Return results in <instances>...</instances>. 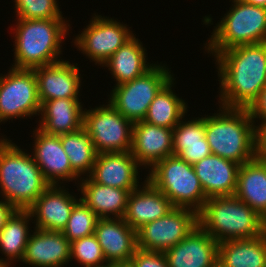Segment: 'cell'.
<instances>
[{
  "mask_svg": "<svg viewBox=\"0 0 266 267\" xmlns=\"http://www.w3.org/2000/svg\"><path fill=\"white\" fill-rule=\"evenodd\" d=\"M130 152L141 166L151 168L156 162L173 155V129L145 121L133 123Z\"/></svg>",
  "mask_w": 266,
  "mask_h": 267,
  "instance_id": "17",
  "label": "cell"
},
{
  "mask_svg": "<svg viewBox=\"0 0 266 267\" xmlns=\"http://www.w3.org/2000/svg\"><path fill=\"white\" fill-rule=\"evenodd\" d=\"M73 258L84 267H94L107 263L101 245L94 234L71 242V261Z\"/></svg>",
  "mask_w": 266,
  "mask_h": 267,
  "instance_id": "33",
  "label": "cell"
},
{
  "mask_svg": "<svg viewBox=\"0 0 266 267\" xmlns=\"http://www.w3.org/2000/svg\"><path fill=\"white\" fill-rule=\"evenodd\" d=\"M139 167L142 166L131 152L99 153L89 177L100 185L131 192L141 186L138 180Z\"/></svg>",
  "mask_w": 266,
  "mask_h": 267,
  "instance_id": "16",
  "label": "cell"
},
{
  "mask_svg": "<svg viewBox=\"0 0 266 267\" xmlns=\"http://www.w3.org/2000/svg\"><path fill=\"white\" fill-rule=\"evenodd\" d=\"M257 157L266 160V123L257 128Z\"/></svg>",
  "mask_w": 266,
  "mask_h": 267,
  "instance_id": "37",
  "label": "cell"
},
{
  "mask_svg": "<svg viewBox=\"0 0 266 267\" xmlns=\"http://www.w3.org/2000/svg\"><path fill=\"white\" fill-rule=\"evenodd\" d=\"M192 166L207 198L234 196L240 164L211 154Z\"/></svg>",
  "mask_w": 266,
  "mask_h": 267,
  "instance_id": "21",
  "label": "cell"
},
{
  "mask_svg": "<svg viewBox=\"0 0 266 267\" xmlns=\"http://www.w3.org/2000/svg\"><path fill=\"white\" fill-rule=\"evenodd\" d=\"M212 267H227L226 265H224L222 262H220L219 260H217L215 262V264Z\"/></svg>",
  "mask_w": 266,
  "mask_h": 267,
  "instance_id": "41",
  "label": "cell"
},
{
  "mask_svg": "<svg viewBox=\"0 0 266 267\" xmlns=\"http://www.w3.org/2000/svg\"><path fill=\"white\" fill-rule=\"evenodd\" d=\"M99 217L80 199L73 207L62 233L70 241L94 234Z\"/></svg>",
  "mask_w": 266,
  "mask_h": 267,
  "instance_id": "32",
  "label": "cell"
},
{
  "mask_svg": "<svg viewBox=\"0 0 266 267\" xmlns=\"http://www.w3.org/2000/svg\"><path fill=\"white\" fill-rule=\"evenodd\" d=\"M247 110L254 123L255 120L259 118L260 124H258L256 128L266 123V86L262 88L258 97L251 103Z\"/></svg>",
  "mask_w": 266,
  "mask_h": 267,
  "instance_id": "36",
  "label": "cell"
},
{
  "mask_svg": "<svg viewBox=\"0 0 266 267\" xmlns=\"http://www.w3.org/2000/svg\"><path fill=\"white\" fill-rule=\"evenodd\" d=\"M34 230L29 236L22 262L33 267H64L71 261V242L62 232Z\"/></svg>",
  "mask_w": 266,
  "mask_h": 267,
  "instance_id": "20",
  "label": "cell"
},
{
  "mask_svg": "<svg viewBox=\"0 0 266 267\" xmlns=\"http://www.w3.org/2000/svg\"><path fill=\"white\" fill-rule=\"evenodd\" d=\"M16 19H65L57 0H14Z\"/></svg>",
  "mask_w": 266,
  "mask_h": 267,
  "instance_id": "34",
  "label": "cell"
},
{
  "mask_svg": "<svg viewBox=\"0 0 266 267\" xmlns=\"http://www.w3.org/2000/svg\"><path fill=\"white\" fill-rule=\"evenodd\" d=\"M83 128L91 136L98 154L131 151L133 123L109 102L84 109Z\"/></svg>",
  "mask_w": 266,
  "mask_h": 267,
  "instance_id": "9",
  "label": "cell"
},
{
  "mask_svg": "<svg viewBox=\"0 0 266 267\" xmlns=\"http://www.w3.org/2000/svg\"><path fill=\"white\" fill-rule=\"evenodd\" d=\"M94 267H112V263H105L103 265H99V266H94Z\"/></svg>",
  "mask_w": 266,
  "mask_h": 267,
  "instance_id": "42",
  "label": "cell"
},
{
  "mask_svg": "<svg viewBox=\"0 0 266 267\" xmlns=\"http://www.w3.org/2000/svg\"><path fill=\"white\" fill-rule=\"evenodd\" d=\"M1 75L0 123L40 115L41 103L34 70L11 67L6 75Z\"/></svg>",
  "mask_w": 266,
  "mask_h": 267,
  "instance_id": "10",
  "label": "cell"
},
{
  "mask_svg": "<svg viewBox=\"0 0 266 267\" xmlns=\"http://www.w3.org/2000/svg\"><path fill=\"white\" fill-rule=\"evenodd\" d=\"M31 213L28 210H16L7 220L0 231V251L5 255L0 259L3 267H9L12 261H21L28 243L29 220H32Z\"/></svg>",
  "mask_w": 266,
  "mask_h": 267,
  "instance_id": "29",
  "label": "cell"
},
{
  "mask_svg": "<svg viewBox=\"0 0 266 267\" xmlns=\"http://www.w3.org/2000/svg\"><path fill=\"white\" fill-rule=\"evenodd\" d=\"M61 144L68 155L71 169L80 177L89 176L98 155L91 136L81 129L61 135Z\"/></svg>",
  "mask_w": 266,
  "mask_h": 267,
  "instance_id": "31",
  "label": "cell"
},
{
  "mask_svg": "<svg viewBox=\"0 0 266 267\" xmlns=\"http://www.w3.org/2000/svg\"><path fill=\"white\" fill-rule=\"evenodd\" d=\"M218 112L212 116H202L205 137L212 154L240 165L256 158L257 128L247 108L220 106Z\"/></svg>",
  "mask_w": 266,
  "mask_h": 267,
  "instance_id": "2",
  "label": "cell"
},
{
  "mask_svg": "<svg viewBox=\"0 0 266 267\" xmlns=\"http://www.w3.org/2000/svg\"><path fill=\"white\" fill-rule=\"evenodd\" d=\"M65 19H18L13 68L34 69L62 61V42L69 33Z\"/></svg>",
  "mask_w": 266,
  "mask_h": 267,
  "instance_id": "3",
  "label": "cell"
},
{
  "mask_svg": "<svg viewBox=\"0 0 266 267\" xmlns=\"http://www.w3.org/2000/svg\"><path fill=\"white\" fill-rule=\"evenodd\" d=\"M231 1L234 4L216 24L205 44V51L212 55L240 45L266 42V8Z\"/></svg>",
  "mask_w": 266,
  "mask_h": 267,
  "instance_id": "6",
  "label": "cell"
},
{
  "mask_svg": "<svg viewBox=\"0 0 266 267\" xmlns=\"http://www.w3.org/2000/svg\"><path fill=\"white\" fill-rule=\"evenodd\" d=\"M174 78L170 80L156 95L148 108L143 121L161 127L173 129L187 113L188 105L177 96L171 87L174 86Z\"/></svg>",
  "mask_w": 266,
  "mask_h": 267,
  "instance_id": "30",
  "label": "cell"
},
{
  "mask_svg": "<svg viewBox=\"0 0 266 267\" xmlns=\"http://www.w3.org/2000/svg\"><path fill=\"white\" fill-rule=\"evenodd\" d=\"M219 243L200 225L164 252L169 267H212L218 260Z\"/></svg>",
  "mask_w": 266,
  "mask_h": 267,
  "instance_id": "18",
  "label": "cell"
},
{
  "mask_svg": "<svg viewBox=\"0 0 266 267\" xmlns=\"http://www.w3.org/2000/svg\"><path fill=\"white\" fill-rule=\"evenodd\" d=\"M41 105L48 100L59 98H79L81 77L77 63L69 61L36 67L33 69Z\"/></svg>",
  "mask_w": 266,
  "mask_h": 267,
  "instance_id": "15",
  "label": "cell"
},
{
  "mask_svg": "<svg viewBox=\"0 0 266 267\" xmlns=\"http://www.w3.org/2000/svg\"><path fill=\"white\" fill-rule=\"evenodd\" d=\"M198 225L197 212L188 208L174 207L165 216L137 230L138 248L165 252L187 237Z\"/></svg>",
  "mask_w": 266,
  "mask_h": 267,
  "instance_id": "11",
  "label": "cell"
},
{
  "mask_svg": "<svg viewBox=\"0 0 266 267\" xmlns=\"http://www.w3.org/2000/svg\"><path fill=\"white\" fill-rule=\"evenodd\" d=\"M49 186L32 154L0 137L2 198L18 210H27Z\"/></svg>",
  "mask_w": 266,
  "mask_h": 267,
  "instance_id": "4",
  "label": "cell"
},
{
  "mask_svg": "<svg viewBox=\"0 0 266 267\" xmlns=\"http://www.w3.org/2000/svg\"><path fill=\"white\" fill-rule=\"evenodd\" d=\"M94 235L108 263L131 261L138 249L137 231L123 218H99Z\"/></svg>",
  "mask_w": 266,
  "mask_h": 267,
  "instance_id": "19",
  "label": "cell"
},
{
  "mask_svg": "<svg viewBox=\"0 0 266 267\" xmlns=\"http://www.w3.org/2000/svg\"><path fill=\"white\" fill-rule=\"evenodd\" d=\"M80 177V199L99 218H123L127 208L129 191L94 182L89 176Z\"/></svg>",
  "mask_w": 266,
  "mask_h": 267,
  "instance_id": "24",
  "label": "cell"
},
{
  "mask_svg": "<svg viewBox=\"0 0 266 267\" xmlns=\"http://www.w3.org/2000/svg\"><path fill=\"white\" fill-rule=\"evenodd\" d=\"M161 64H154L141 76L112 88L109 103L132 123L143 121L149 105L159 91L174 77Z\"/></svg>",
  "mask_w": 266,
  "mask_h": 267,
  "instance_id": "8",
  "label": "cell"
},
{
  "mask_svg": "<svg viewBox=\"0 0 266 267\" xmlns=\"http://www.w3.org/2000/svg\"><path fill=\"white\" fill-rule=\"evenodd\" d=\"M135 267H169L164 252L137 249L131 258Z\"/></svg>",
  "mask_w": 266,
  "mask_h": 267,
  "instance_id": "35",
  "label": "cell"
},
{
  "mask_svg": "<svg viewBox=\"0 0 266 267\" xmlns=\"http://www.w3.org/2000/svg\"><path fill=\"white\" fill-rule=\"evenodd\" d=\"M198 224L218 243L266 231V220L235 196L208 198L198 213Z\"/></svg>",
  "mask_w": 266,
  "mask_h": 267,
  "instance_id": "5",
  "label": "cell"
},
{
  "mask_svg": "<svg viewBox=\"0 0 266 267\" xmlns=\"http://www.w3.org/2000/svg\"><path fill=\"white\" fill-rule=\"evenodd\" d=\"M35 129L33 131L35 142L32 157L45 180L50 185H60L61 180L62 183L78 180L79 176L71 169L68 155L61 144V135H49L39 128Z\"/></svg>",
  "mask_w": 266,
  "mask_h": 267,
  "instance_id": "13",
  "label": "cell"
},
{
  "mask_svg": "<svg viewBox=\"0 0 266 267\" xmlns=\"http://www.w3.org/2000/svg\"><path fill=\"white\" fill-rule=\"evenodd\" d=\"M17 209L4 199L0 201V231L6 224L7 220Z\"/></svg>",
  "mask_w": 266,
  "mask_h": 267,
  "instance_id": "38",
  "label": "cell"
},
{
  "mask_svg": "<svg viewBox=\"0 0 266 267\" xmlns=\"http://www.w3.org/2000/svg\"><path fill=\"white\" fill-rule=\"evenodd\" d=\"M80 200L70 194L64 186L50 185L27 209L36 221L35 228L62 232L74 205Z\"/></svg>",
  "mask_w": 266,
  "mask_h": 267,
  "instance_id": "14",
  "label": "cell"
},
{
  "mask_svg": "<svg viewBox=\"0 0 266 267\" xmlns=\"http://www.w3.org/2000/svg\"><path fill=\"white\" fill-rule=\"evenodd\" d=\"M234 196L266 220V160L256 157L240 165Z\"/></svg>",
  "mask_w": 266,
  "mask_h": 267,
  "instance_id": "25",
  "label": "cell"
},
{
  "mask_svg": "<svg viewBox=\"0 0 266 267\" xmlns=\"http://www.w3.org/2000/svg\"><path fill=\"white\" fill-rule=\"evenodd\" d=\"M145 47L135 35L122 45L104 64L116 80V86L141 76L154 64L147 63ZM147 63V64H146Z\"/></svg>",
  "mask_w": 266,
  "mask_h": 267,
  "instance_id": "27",
  "label": "cell"
},
{
  "mask_svg": "<svg viewBox=\"0 0 266 267\" xmlns=\"http://www.w3.org/2000/svg\"><path fill=\"white\" fill-rule=\"evenodd\" d=\"M238 1L266 8V0H238Z\"/></svg>",
  "mask_w": 266,
  "mask_h": 267,
  "instance_id": "39",
  "label": "cell"
},
{
  "mask_svg": "<svg viewBox=\"0 0 266 267\" xmlns=\"http://www.w3.org/2000/svg\"><path fill=\"white\" fill-rule=\"evenodd\" d=\"M129 193L124 221L134 230L165 216L173 205L166 195L155 188L147 179Z\"/></svg>",
  "mask_w": 266,
  "mask_h": 267,
  "instance_id": "22",
  "label": "cell"
},
{
  "mask_svg": "<svg viewBox=\"0 0 266 267\" xmlns=\"http://www.w3.org/2000/svg\"><path fill=\"white\" fill-rule=\"evenodd\" d=\"M197 118L187 122L182 118L173 128V155L191 165L212 154L205 137V120Z\"/></svg>",
  "mask_w": 266,
  "mask_h": 267,
  "instance_id": "26",
  "label": "cell"
},
{
  "mask_svg": "<svg viewBox=\"0 0 266 267\" xmlns=\"http://www.w3.org/2000/svg\"><path fill=\"white\" fill-rule=\"evenodd\" d=\"M83 106L79 98H59L41 105L38 128L49 135H63L83 127Z\"/></svg>",
  "mask_w": 266,
  "mask_h": 267,
  "instance_id": "23",
  "label": "cell"
},
{
  "mask_svg": "<svg viewBox=\"0 0 266 267\" xmlns=\"http://www.w3.org/2000/svg\"><path fill=\"white\" fill-rule=\"evenodd\" d=\"M220 83L219 106L248 108L266 86V42L214 54Z\"/></svg>",
  "mask_w": 266,
  "mask_h": 267,
  "instance_id": "1",
  "label": "cell"
},
{
  "mask_svg": "<svg viewBox=\"0 0 266 267\" xmlns=\"http://www.w3.org/2000/svg\"><path fill=\"white\" fill-rule=\"evenodd\" d=\"M218 260L227 267H266V231L254 238L220 242Z\"/></svg>",
  "mask_w": 266,
  "mask_h": 267,
  "instance_id": "28",
  "label": "cell"
},
{
  "mask_svg": "<svg viewBox=\"0 0 266 267\" xmlns=\"http://www.w3.org/2000/svg\"><path fill=\"white\" fill-rule=\"evenodd\" d=\"M147 179L168 197L173 207L188 208L199 213L208 199L193 166L172 155L149 168Z\"/></svg>",
  "mask_w": 266,
  "mask_h": 267,
  "instance_id": "7",
  "label": "cell"
},
{
  "mask_svg": "<svg viewBox=\"0 0 266 267\" xmlns=\"http://www.w3.org/2000/svg\"><path fill=\"white\" fill-rule=\"evenodd\" d=\"M112 267H135L132 261L112 263Z\"/></svg>",
  "mask_w": 266,
  "mask_h": 267,
  "instance_id": "40",
  "label": "cell"
},
{
  "mask_svg": "<svg viewBox=\"0 0 266 267\" xmlns=\"http://www.w3.org/2000/svg\"><path fill=\"white\" fill-rule=\"evenodd\" d=\"M94 15L90 24L74 38L73 43L90 61L103 66L134 34L126 24L109 17Z\"/></svg>",
  "mask_w": 266,
  "mask_h": 267,
  "instance_id": "12",
  "label": "cell"
}]
</instances>
